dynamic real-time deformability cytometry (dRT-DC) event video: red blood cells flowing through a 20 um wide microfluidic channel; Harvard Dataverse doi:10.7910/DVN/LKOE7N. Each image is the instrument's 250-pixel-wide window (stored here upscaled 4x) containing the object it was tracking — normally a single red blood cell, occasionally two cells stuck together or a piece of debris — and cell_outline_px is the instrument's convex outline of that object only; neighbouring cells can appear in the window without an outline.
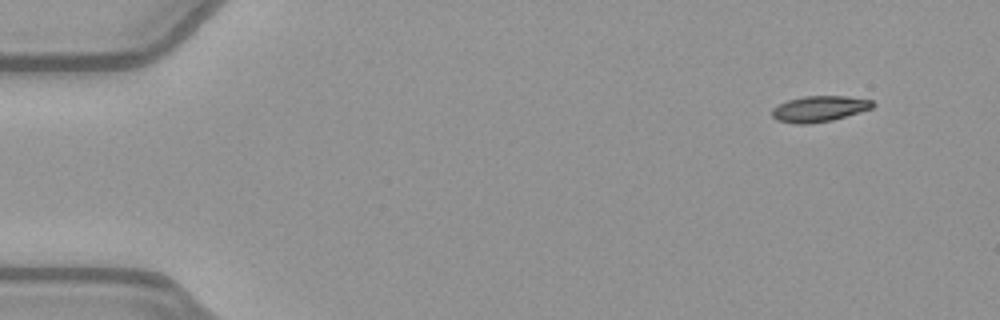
{"species": "common noctule bat (a hibernating species)", "species_latin": "Nyctalus noctula", "temperature_condition": "warm", "stored_images_in_passage": 48, "camera_frame_rate_fps": 3000, "um_per_image_px": 0.085, "animal": {"sex": "female", "body_mass_g": 21.9}, "frame": {"image": 1, "passage_image": 1, "time_ms": 0.0, "image_size_px": [1000, 320], "cell_outline_px": [[876, 104], [872, 108], [832, 120], [808, 124], [796, 124], [776, 120], [772, 116], [772, 108], [788, 100], [804, 96], [848, 96], [872, 100]], "centroid_in_image_um": [69.64, 9.25], "position_along_channel_um": 15.4, "area_um2": 15.14}}
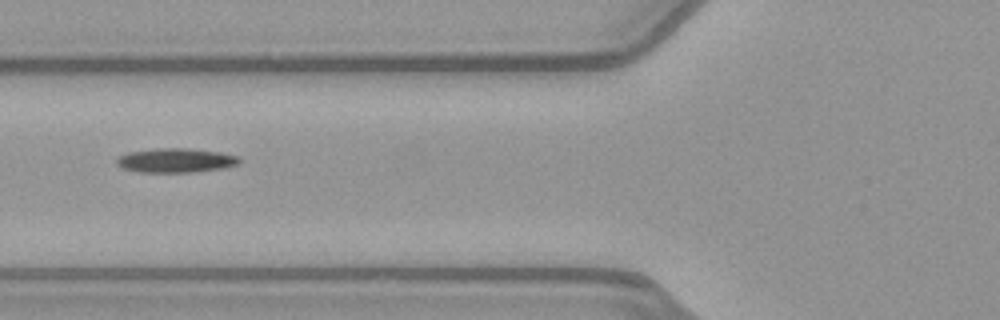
{"frame": {"image": 2, "passage_image": 17, "time_ms": 5.333, "image_size_px": [1000, 320], "cell_outline_px": [[240, 164], [224, 168], [188, 172], [140, 172], [124, 168], [116, 164], [116, 160], [120, 156], [128, 152], [152, 148], [188, 148], [220, 152], [236, 156], [240, 160]], "centroid_in_image_um": [14.93, 13.62], "position_along_channel_um": 110.9, "area_um2": 17.28}}
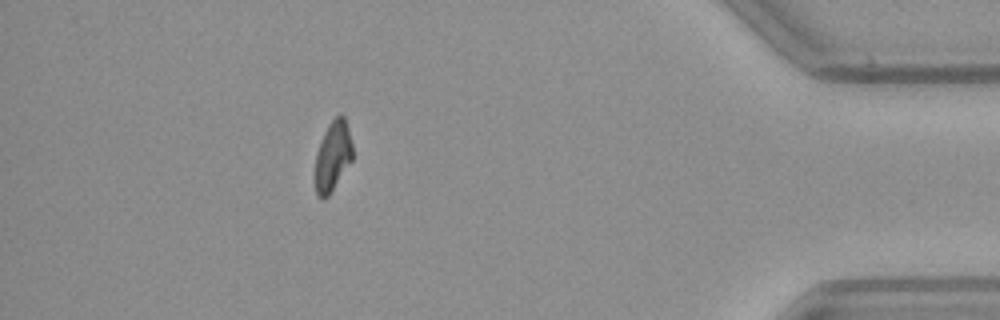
{"frame": {"image": 3, "passage_image": 43, "time_ms": 14.0, "image_size_px": [1000, 320], "cell_outline_px": [[352, 160], [328, 196], [316, 196], [316, 152], [324, 132], [328, 124], [340, 112], [344, 116], [348, 128], [352, 144]], "centroid_in_image_um": [28.3, 13.21], "position_along_channel_um": 406.9, "area_um2": 14.97}}